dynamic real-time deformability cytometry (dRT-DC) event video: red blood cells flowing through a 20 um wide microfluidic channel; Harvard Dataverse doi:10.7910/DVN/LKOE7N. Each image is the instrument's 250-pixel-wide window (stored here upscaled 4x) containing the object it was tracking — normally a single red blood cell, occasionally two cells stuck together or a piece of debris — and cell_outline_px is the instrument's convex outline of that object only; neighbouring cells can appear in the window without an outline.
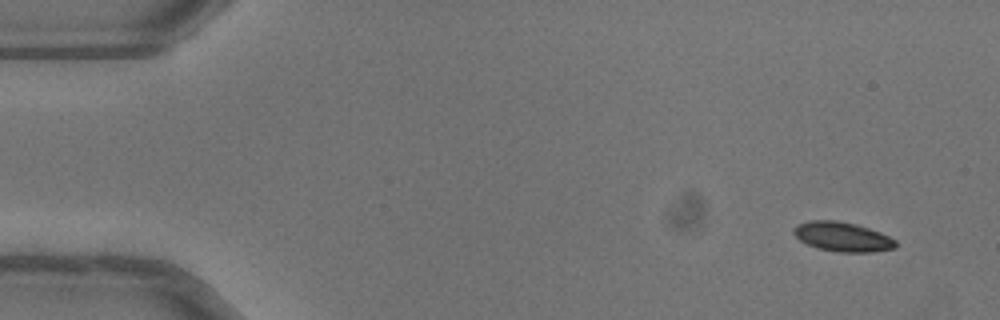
{"species": "common noctule bat (a hibernating species)", "species_latin": "Nyctalus noctula", "temperature_condition": "warm", "stored_images_in_passage": 49, "camera_frame_rate_fps": 3000, "um_per_image_px": 0.085, "animal": {"sex": "female"}, "frame": {"image": 1, "passage_image": 1, "time_ms": 0.0, "image_size_px": [1000, 320], "cell_outline_px": [[896, 248], [872, 252], [836, 252], [820, 248], [808, 244], [800, 240], [792, 232], [792, 228], [796, 224], [808, 220], [836, 220], [856, 224], [880, 232], [896, 240]], "centroid_in_image_um": [71.59, 20.11], "position_along_channel_um": 13.4, "area_um2": 17.57}}
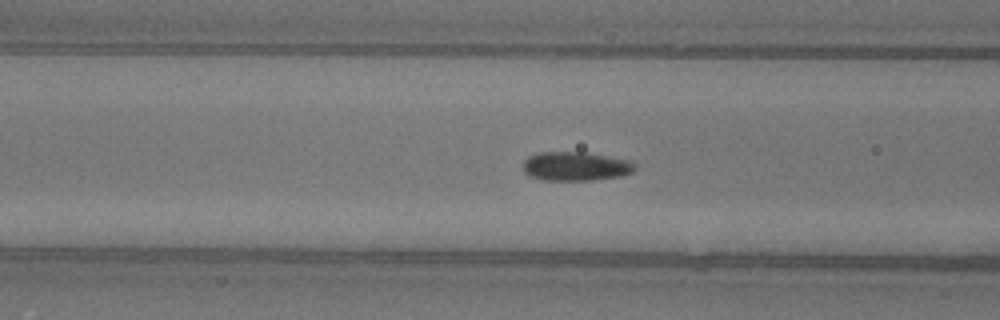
{"frame": {"image": 2, "passage_image": 18, "time_ms": 5.667, "image_size_px": [1000, 320], "cell_outline_px": [[636, 168], [632, 172], [620, 176], [592, 180], [544, 180], [532, 176], [524, 172], [524, 160], [528, 156], [540, 152], [584, 152], [628, 160], [636, 164]], "centroid_in_image_um": [48.93, 14.13], "position_along_channel_um": 117.7, "area_um2": 18.73}}
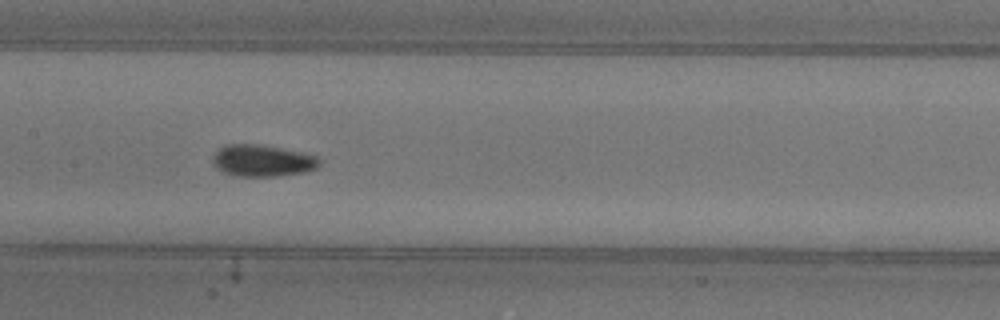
{"frame": {"image": 3, "passage_image": 23, "time_ms": 7.333, "image_size_px": [1000, 320], "cell_outline_px": [[320, 164], [316, 168], [304, 172], [276, 176], [232, 176], [216, 168], [212, 164], [212, 156], [224, 144], [260, 144], [300, 152], [316, 156], [320, 160]], "centroid_in_image_um": [22.26, 13.66], "position_along_channel_um": 185.1, "area_um2": 19.77}, "authors_computed_cell_mechanics": {"area_um2": 17.8024, "velocity_mm_per_s": 4.0366, "shape_relaxation_time_tau1_ms": 4.991, "shape_relaxation_time_tau2_ms": null, "deformation_change_tau1": 0.158, "deformation_change_tau2": null}}